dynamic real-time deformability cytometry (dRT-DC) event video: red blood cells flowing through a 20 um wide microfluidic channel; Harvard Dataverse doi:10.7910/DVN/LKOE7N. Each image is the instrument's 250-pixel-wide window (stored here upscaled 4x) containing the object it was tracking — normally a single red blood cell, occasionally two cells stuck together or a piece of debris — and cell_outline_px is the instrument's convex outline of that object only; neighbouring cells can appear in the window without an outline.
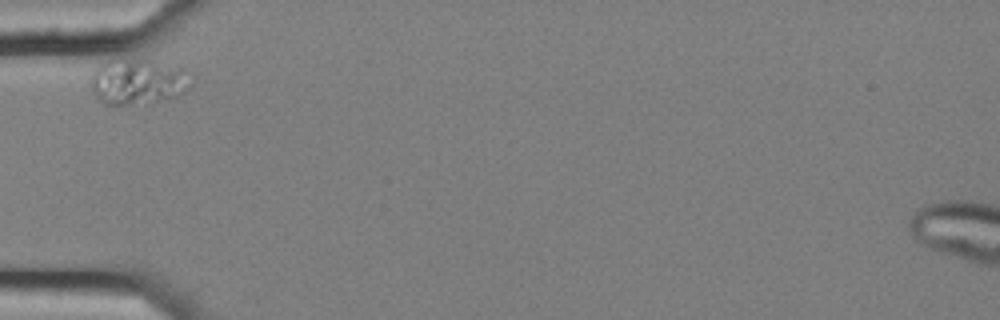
{"species": "common noctule bat (a hibernating species)", "species_latin": "Nyctalus noctula", "temperature_condition": "cold", "stored_images_in_passage": 3, "camera_frame_rate_fps": 3000, "um_per_image_px": 0.085, "animal": {"sex": "female", "body_mass_g": 25.1}, "frame": {"image": 1, "passage_image": 1, "time_ms": 0.0, "image_size_px": [1000, 320], "cell_outline_px": [[196, 76], [192, 88], [180, 96], [152, 104], [104, 104], [96, 96], [92, 88], [92, 72], [100, 64], [108, 60], [148, 60], [184, 68]], "centroid_in_image_um": [11.87, 6.96], "position_along_channel_um": 73.1, "area_um2": 27.34}}
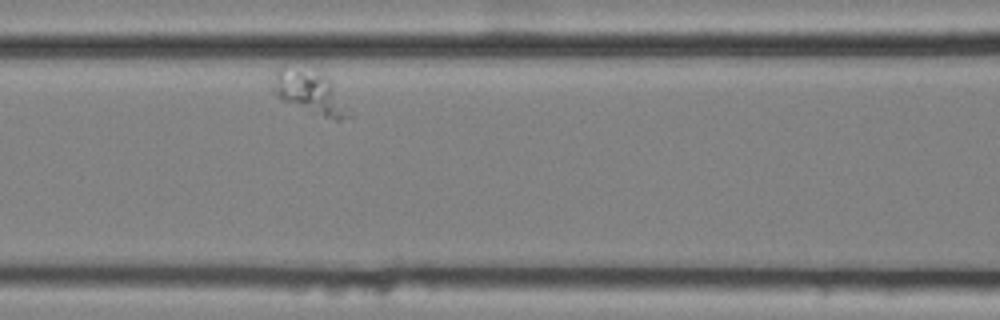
{"frame": {"image": 2, "passage_image": 3, "time_ms": 0.667, "image_size_px": [1000, 320], "cell_outline_px": [[352, 116], [340, 120], [336, 120], [312, 112], [284, 100], [272, 92], [272, 88], [276, 72], [284, 64], [324, 76], [328, 80]], "centroid_in_image_um": [26.28, 7.85], "position_along_channel_um": 140.3, "area_um2": 17.86}}